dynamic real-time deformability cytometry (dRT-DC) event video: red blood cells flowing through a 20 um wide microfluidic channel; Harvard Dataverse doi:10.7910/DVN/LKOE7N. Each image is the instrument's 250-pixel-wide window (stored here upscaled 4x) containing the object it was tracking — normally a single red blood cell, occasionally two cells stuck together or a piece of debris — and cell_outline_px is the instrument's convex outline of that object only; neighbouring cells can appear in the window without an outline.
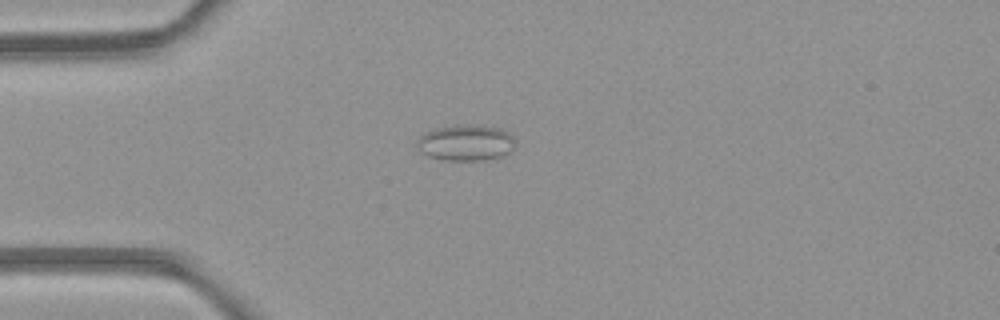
{"species": "common noctule bat (a hibernating species)", "species_latin": "Nyctalus noctula", "temperature_condition": "room temperature", "stored_images_in_passage": 5, "camera_frame_rate_fps": 3000, "um_per_image_px": 0.085, "animal": {"sex": "female", "body_mass_g": 21.9}, "frame": {"image": 1, "passage_image": 3, "time_ms": 3.333, "image_size_px": [1000, 320], "cell_outline_px": [[516, 144], [508, 152], [500, 156], [480, 160], [444, 160], [428, 156], [420, 152], [416, 148], [416, 140], [420, 136], [436, 128], [476, 124], [480, 124], [500, 128], [508, 132], [516, 140]], "centroid_in_image_um": [39.59, 12.13], "position_along_channel_um": 45.4, "area_um2": 20.58}}